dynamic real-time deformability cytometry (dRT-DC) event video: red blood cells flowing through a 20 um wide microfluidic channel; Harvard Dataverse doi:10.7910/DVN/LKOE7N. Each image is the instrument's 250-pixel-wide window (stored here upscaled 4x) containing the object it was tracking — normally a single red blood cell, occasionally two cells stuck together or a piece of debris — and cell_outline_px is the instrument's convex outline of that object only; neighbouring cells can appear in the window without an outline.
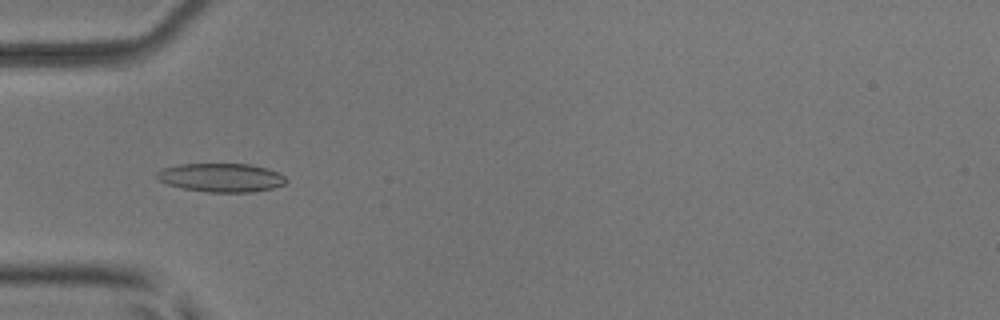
{"species": "common noctule bat (a hibernating species)", "species_latin": "Nyctalus noctula", "temperature_condition": "room temperature", "stored_images_in_passage": 53, "camera_frame_rate_fps": 3000, "um_per_image_px": 0.085, "animal": {"sex": "male", "body_mass_g": 17.9, "forearm_length_mm": 54.2}, "frame": {"image": 1, "passage_image": 18, "time_ms": 5.667, "image_size_px": [1000, 320], "cell_outline_px": [[288, 180], [284, 184], [272, 188], [252, 192], [208, 192], [184, 188], [168, 184], [160, 180], [156, 176], [156, 172], [164, 168], [180, 164], [248, 164], [264, 168], [276, 172], [284, 176]], "centroid_in_image_um": [18.8, 15.1], "position_along_channel_um": 66.2, "area_um2": 21.27}}
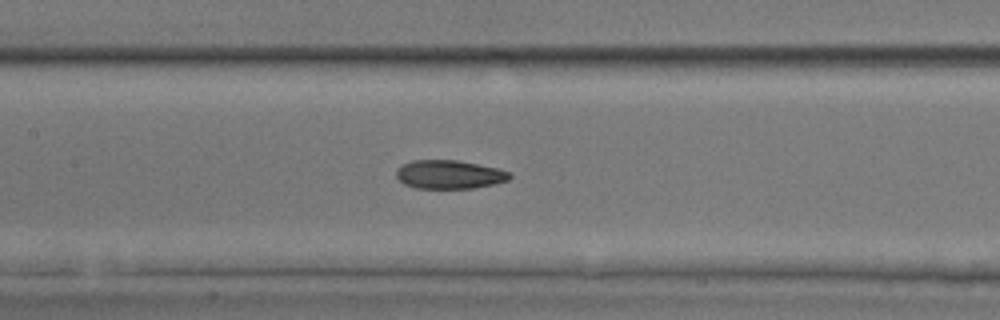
{"frame": {"image": 2, "passage_image": 26, "time_ms": 8.333, "image_size_px": [1000, 320], "cell_outline_px": [[512, 176], [508, 180], [496, 184], [472, 188], [416, 188], [404, 184], [396, 176], [396, 168], [400, 164], [412, 160], [456, 160], [496, 168], [508, 172]], "centroid_in_image_um": [38.14, 14.83], "position_along_channel_um": 169.3, "area_um2": 18.9}}
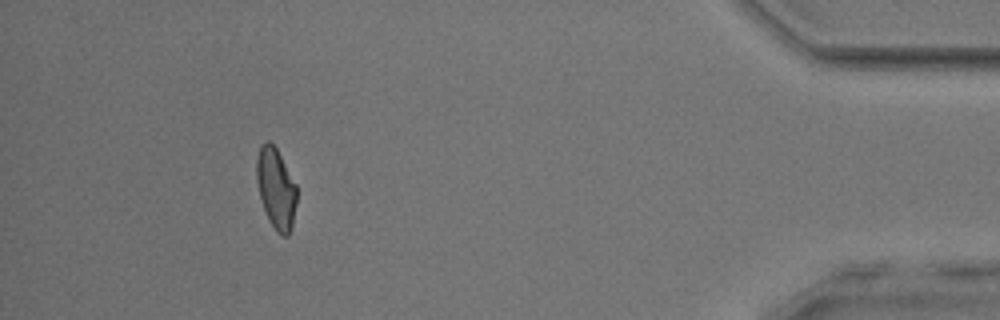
{"frame": {"image": 3, "passage_image": 49, "time_ms": 16.0, "image_size_px": [1000, 320], "cell_outline_px": [[296, 204], [292, 224], [288, 236], [280, 236], [276, 232], [268, 220], [260, 196], [256, 180], [256, 160], [260, 144], [264, 140], [268, 140], [276, 148], [296, 184]], "centroid_in_image_um": [23.44, 16.01], "position_along_channel_um": 411.8, "area_um2": 18.9}, "authors_computed_cell_mechanics": {"area_um2": 19.7098, "velocity_mm_per_s": 3.9137, "shape_relaxation_time_tau1_ms": 8.4528, "shape_relaxation_time_tau2_ms": 2.6013, "deformation_change_tau1": 0.2077, "deformation_change_tau2": 0.0805}}